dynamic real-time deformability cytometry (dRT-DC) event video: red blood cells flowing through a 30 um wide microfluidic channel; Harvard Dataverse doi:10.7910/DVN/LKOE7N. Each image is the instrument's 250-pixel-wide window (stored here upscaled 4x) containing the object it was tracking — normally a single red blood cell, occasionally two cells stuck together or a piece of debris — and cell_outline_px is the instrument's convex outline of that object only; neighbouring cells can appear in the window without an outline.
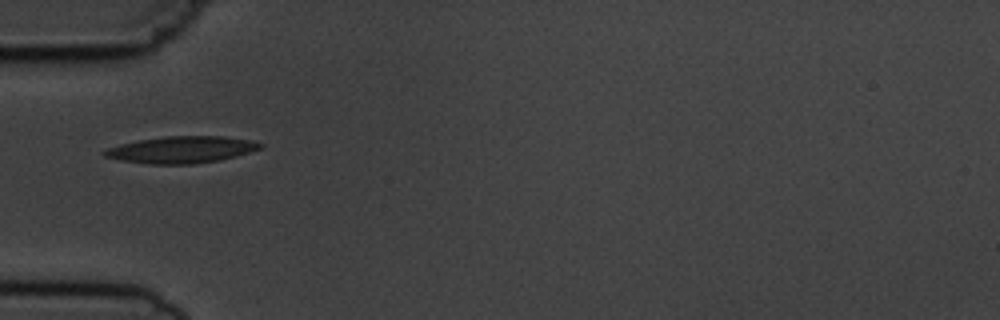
{"species": "common noctule bat (a hibernating species)", "species_latin": "Nyctalus noctula", "temperature_condition": "cold", "stored_images_in_passage": 15, "camera_frame_rate_fps": 3000, "um_per_image_px": 0.085, "animal": {"sex": "male", "body_mass_g": 19.5, "forearm_length_mm": 54.6}, "frame": {"image": 1, "passage_image": 5, "time_ms": 5.667, "image_size_px": [1000, 320], "cell_outline_px": [[264, 144], [260, 148], [236, 156], [220, 160], [196, 164], [148, 164], [120, 160], [104, 156], [100, 152], [108, 148], [120, 144], [140, 140], [164, 136], [224, 136], [252, 140]], "centroid_in_image_um": [15.42, 12.72], "position_along_channel_um": 69.6, "area_um2": 24.33}}
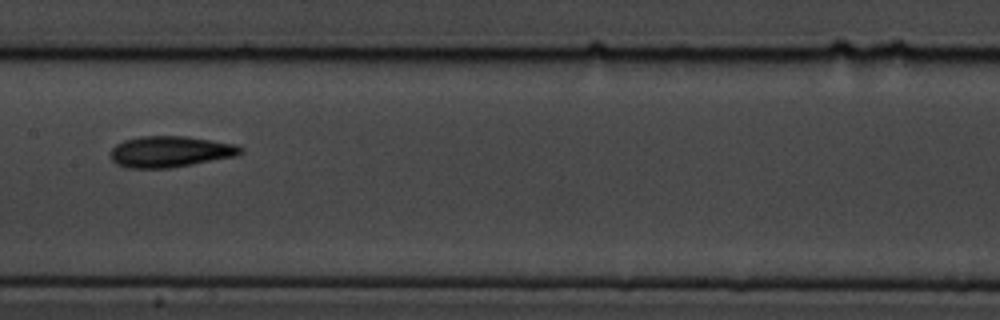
{"frame": {"image": 2, "passage_image": 8, "time_ms": 9.0, "image_size_px": [1000, 320], "cell_outline_px": [[244, 152], [236, 156], [168, 168], [128, 168], [116, 164], [112, 160], [108, 152], [116, 144], [124, 140], [140, 136], [184, 136], [212, 140], [236, 144], [244, 148]], "centroid_in_image_um": [14.45, 12.88], "position_along_channel_um": 193.0, "area_um2": 23.7}}
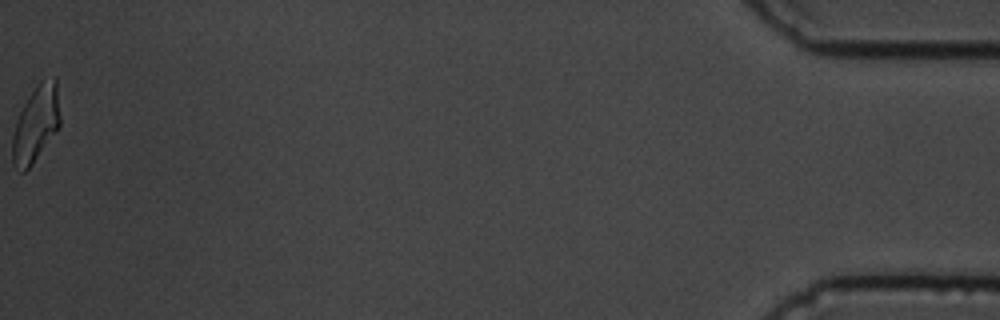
{"frame": {"image": 3, "passage_image": 15, "time_ms": 18.0, "image_size_px": [1000, 320], "cell_outline_px": [[60, 124], [32, 164], [24, 172], [20, 172], [12, 160], [12, 136], [16, 120], [28, 96], [40, 80], [56, 76], [60, 116]], "centroid_in_image_um": [3.04, 10.49], "position_along_channel_um": 432.2, "area_um2": 20.92}, "authors_computed_cell_mechanics": {"area_um2": 23.1778, "velocity_mm_per_s": 3.7188, "shape_relaxation_time_tau1_ms": 3.174, "shape_relaxation_time_tau2_ms": 1.8195, "deformation_change_tau1": 0.1109, "deformation_change_tau2": 0.0858}}